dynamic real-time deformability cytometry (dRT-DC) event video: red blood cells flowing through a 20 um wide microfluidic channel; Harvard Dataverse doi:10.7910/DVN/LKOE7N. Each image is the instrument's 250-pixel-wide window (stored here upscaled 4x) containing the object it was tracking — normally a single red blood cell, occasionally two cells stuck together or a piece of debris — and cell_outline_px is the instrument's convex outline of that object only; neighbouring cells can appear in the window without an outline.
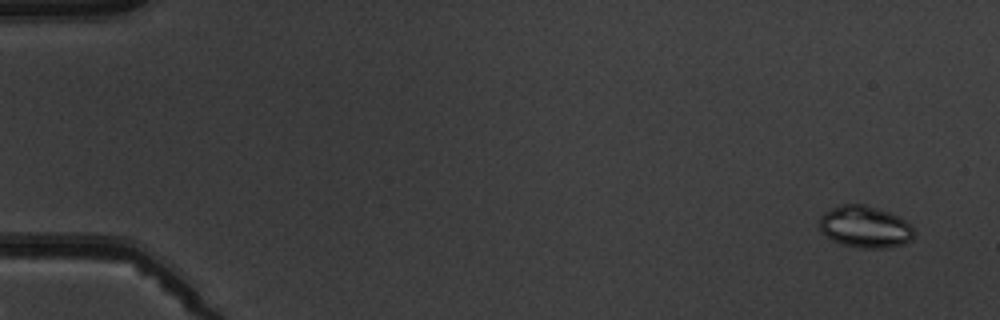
{"species": "common noctule bat (a hibernating species)", "species_latin": "Nyctalus noctula", "temperature_condition": "warm", "stored_images_in_passage": 6, "camera_frame_rate_fps": 3000, "um_per_image_px": 0.085, "animal": {"sex": "male", "body_mass_g": 19.5, "forearm_length_mm": 54.6}, "frame": {"image": 1, "passage_image": 2, "time_ms": 1.0, "image_size_px": [1000, 320], "cell_outline_px": [[912, 240], [904, 244], [892, 248], [860, 248], [840, 244], [832, 240], [820, 232], [820, 216], [824, 212], [832, 208], [844, 204], [864, 204], [900, 216], [912, 224]], "centroid_in_image_um": [73.53, 19.29], "position_along_channel_um": 11.5, "area_um2": 23.29}}
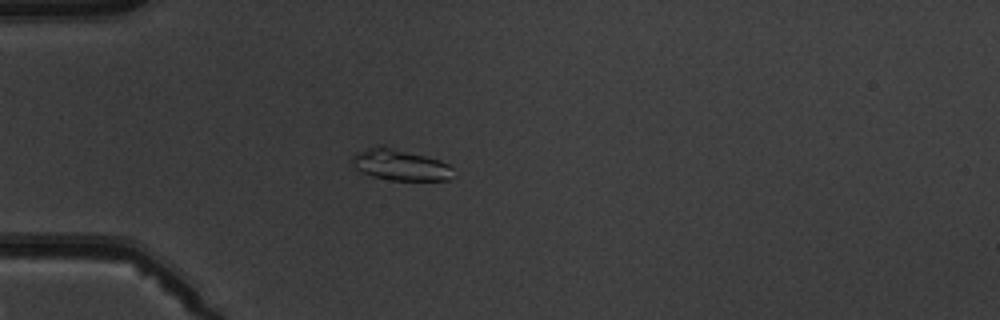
{"frame": {"image": 2, "passage_image": 5, "time_ms": 5.333, "image_size_px": [1000, 320], "cell_outline_px": [[456, 176], [448, 180], [392, 180], [372, 176], [356, 168], [352, 164], [352, 156], [356, 152], [376, 144], [384, 144], [440, 160], [448, 164], [452, 168]], "centroid_in_image_um": [34.03, 13.98], "position_along_channel_um": 51.0, "area_um2": 18.73}}